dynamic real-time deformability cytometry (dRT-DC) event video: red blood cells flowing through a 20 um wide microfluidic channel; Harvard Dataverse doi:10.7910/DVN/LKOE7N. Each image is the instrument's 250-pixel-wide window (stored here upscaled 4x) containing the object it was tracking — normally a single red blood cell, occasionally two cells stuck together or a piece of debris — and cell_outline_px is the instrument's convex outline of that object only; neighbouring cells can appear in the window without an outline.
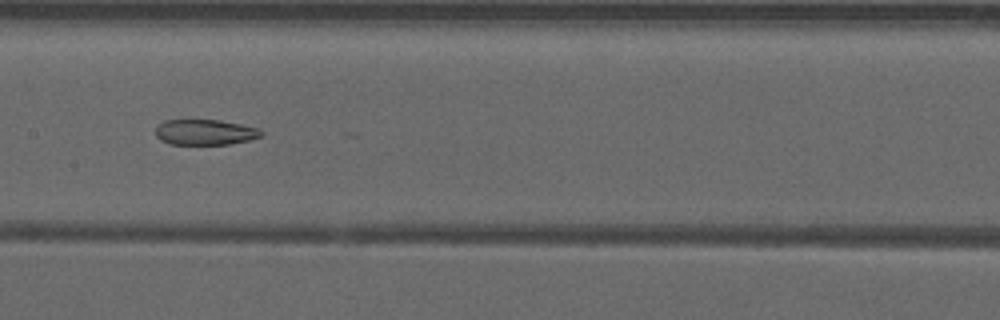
{"species": "common noctule bat (a hibernating species)", "species_latin": "Nyctalus noctula", "temperature_condition": "warm", "stored_images_in_passage": 38, "camera_frame_rate_fps": 3000, "um_per_image_px": 0.085, "animal": {"sex": "male", "forearm_length_mm": 52.5}, "frame": {"image": 1, "passage_image": 13, "time_ms": 4.0, "image_size_px": [1000, 320], "cell_outline_px": [[264, 136], [248, 140], [228, 144], [172, 144], [160, 140], [156, 136], [156, 128], [164, 120], [220, 120], [240, 124], [256, 128], [264, 132]], "centroid_in_image_um": [17.44, 11.24], "position_along_channel_um": 190.0, "area_um2": 15.61}}
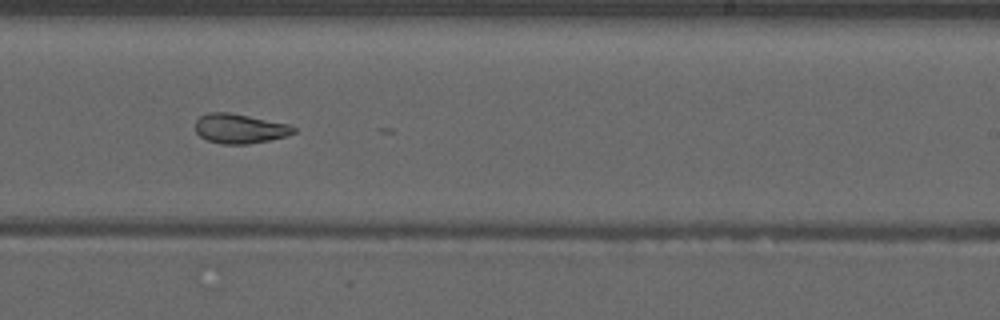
{"frame": {"image": 2, "passage_image": 19, "time_ms": 6.0, "image_size_px": [1000, 320], "cell_outline_px": [[296, 132], [284, 136], [268, 140], [248, 144], [224, 144], [208, 140], [200, 136], [196, 132], [196, 120], [200, 116], [208, 112], [228, 112], [288, 124], [296, 128]], "centroid_in_image_um": [20.35, 10.92], "position_along_channel_um": 268.6, "area_um2": 16.7}}
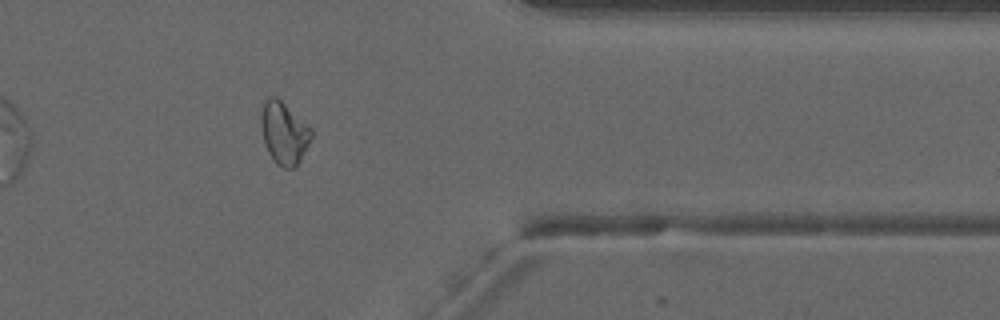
{"frame": {"image": 3, "passage_image": 29, "time_ms": 9.333, "image_size_px": [1000, 320], "cell_outline_px": [[312, 136], [300, 160], [292, 168], [284, 168], [276, 164], [268, 152], [264, 144], [260, 120], [260, 116], [264, 104], [268, 96], [276, 96], [312, 128]], "centroid_in_image_um": [24.13, 11.29], "position_along_channel_um": 387.3, "area_um2": 18.09}, "authors_computed_cell_mechanics": {"area_um2": 17.8313, "velocity_mm_per_s": 3.9596, "shape_relaxation_time_tau1_ms": null, "shape_relaxation_time_tau2_ms": 2.4962, "deformation_change_tau1": null, "deformation_change_tau2": 0.0934}}